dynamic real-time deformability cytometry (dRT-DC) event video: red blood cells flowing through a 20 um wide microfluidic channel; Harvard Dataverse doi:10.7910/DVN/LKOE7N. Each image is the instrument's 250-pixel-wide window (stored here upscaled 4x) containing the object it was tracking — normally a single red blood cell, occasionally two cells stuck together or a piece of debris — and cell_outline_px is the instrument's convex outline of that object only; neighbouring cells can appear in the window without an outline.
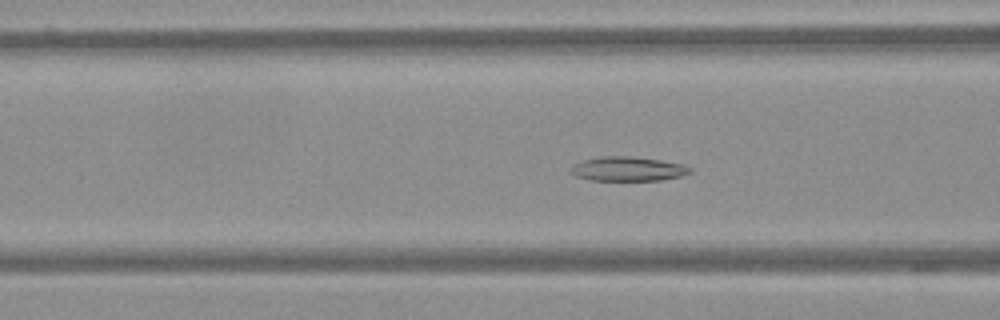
{"species": "Egyptian fruit bat (a non-hibernating species)", "species_latin": "Rousettus aegyptiacus", "temperature_condition": "warm", "stored_images_in_passage": 61, "camera_frame_rate_fps": 3000, "um_per_image_px": 0.085, "frame": {"image": 1, "passage_image": 24, "time_ms": 7.667, "image_size_px": [1000, 320], "cell_outline_px": [[692, 172], [680, 176], [660, 180], [588, 180], [576, 176], [568, 172], [572, 164], [584, 160], [600, 156], [632, 156], [660, 160], [684, 164], [692, 168]], "centroid_in_image_um": [53.34, 14.35], "position_along_channel_um": 113.3, "area_um2": 17.05}}
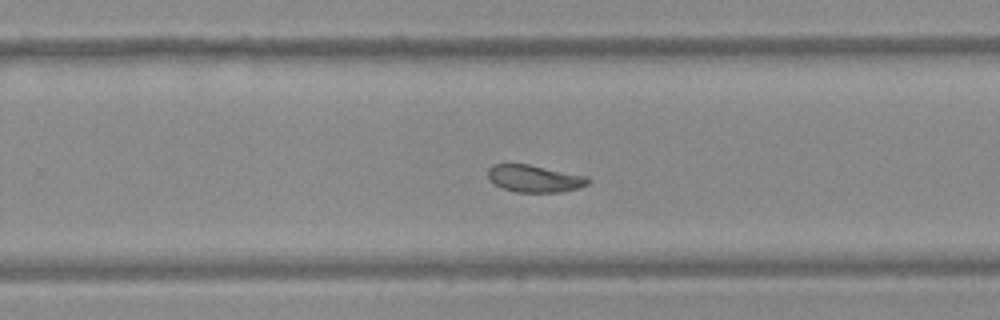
{"frame": {"image": 2, "passage_image": 39, "time_ms": 12.667, "image_size_px": [1000, 320], "cell_outline_px": [[592, 180], [588, 184], [580, 188], [560, 192], [516, 192], [504, 188], [496, 184], [488, 176], [488, 168], [492, 164], [528, 164], [588, 176]], "centroid_in_image_um": [45.49, 15.17], "position_along_channel_um": 284.3, "area_um2": 15.84}}
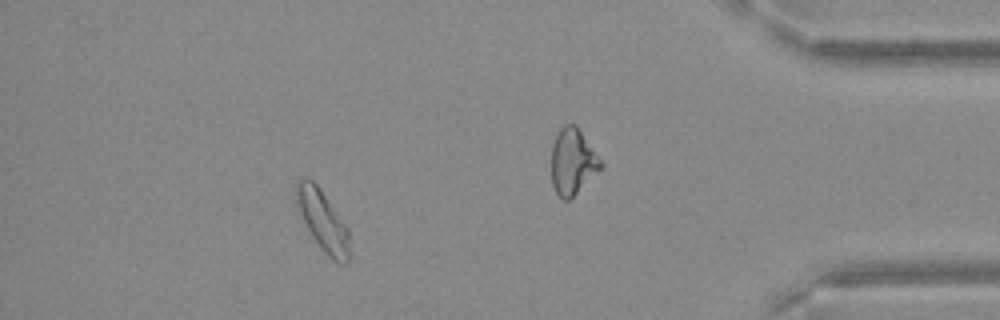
{"frame": {"image": 3, "passage_image": 54, "time_ms": 17.667, "image_size_px": [1000, 320], "cell_outline_px": [[348, 264], [340, 264], [332, 260], [320, 248], [312, 236], [296, 208], [292, 192], [296, 180], [300, 176], [312, 180], [316, 184], [348, 228]], "centroid_in_image_um": [27.34, 18.7], "position_along_channel_um": 407.9, "area_um2": 19.02}}